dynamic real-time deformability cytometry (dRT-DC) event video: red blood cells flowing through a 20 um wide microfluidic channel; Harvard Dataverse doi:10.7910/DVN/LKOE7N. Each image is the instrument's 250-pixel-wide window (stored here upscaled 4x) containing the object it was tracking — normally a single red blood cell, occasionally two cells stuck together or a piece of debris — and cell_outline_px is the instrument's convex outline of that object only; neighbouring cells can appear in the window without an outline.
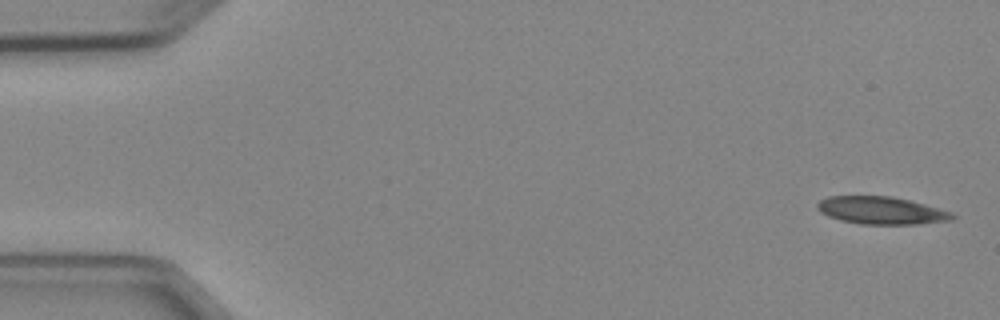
{"species": "Egyptian fruit bat (a non-hibernating species)", "species_latin": "Rousettus aegyptiacus", "temperature_condition": "cold", "stored_images_in_passage": 5, "camera_frame_rate_fps": 3000, "um_per_image_px": 0.085, "animal": {"sex": "female"}, "frame": {"image": 1, "passage_image": 1, "time_ms": 0.0, "image_size_px": [1000, 320], "cell_outline_px": [[956, 216], [952, 220], [916, 224], [860, 224], [840, 220], [828, 216], [820, 212], [816, 208], [816, 204], [820, 200], [828, 196], [892, 196], [924, 204], [952, 212]], "centroid_in_image_um": [74.88, 17.89], "position_along_channel_um": 10.1, "area_um2": 21.68}}